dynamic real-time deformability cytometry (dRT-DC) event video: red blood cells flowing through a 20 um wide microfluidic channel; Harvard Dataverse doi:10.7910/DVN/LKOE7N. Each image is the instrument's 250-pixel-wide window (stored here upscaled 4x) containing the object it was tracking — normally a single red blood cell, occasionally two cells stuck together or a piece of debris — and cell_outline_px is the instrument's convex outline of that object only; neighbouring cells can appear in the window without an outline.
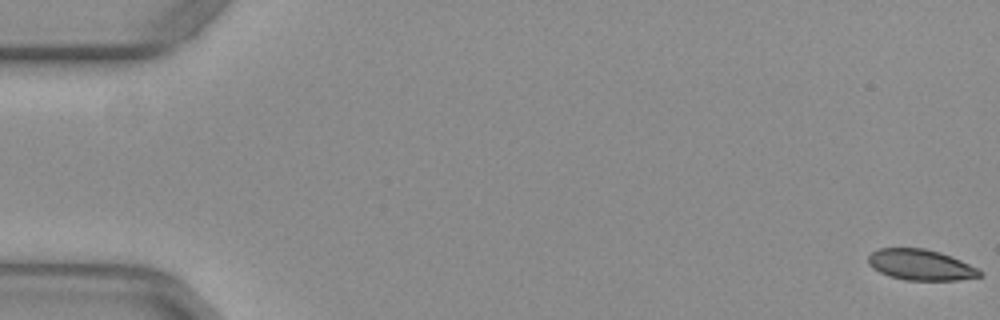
{"species": "common noctule bat (a hibernating species)", "species_latin": "Nyctalus noctula", "temperature_condition": "warm", "stored_images_in_passage": 53, "camera_frame_rate_fps": 3000, "um_per_image_px": 0.085, "animal": {"sex": "female", "body_mass_g": 29.2, "forearm_length_mm": 56.3}, "frame": {"image": 1, "passage_image": 1, "time_ms": 0.0, "image_size_px": [1000, 320], "cell_outline_px": [[984, 276], [956, 280], [904, 280], [888, 276], [872, 268], [868, 264], [868, 256], [872, 252], [880, 248], [924, 248], [940, 252], [952, 256], [984, 272]], "centroid_in_image_um": [78.25, 22.51], "position_along_channel_um": 6.7, "area_um2": 20.11}}
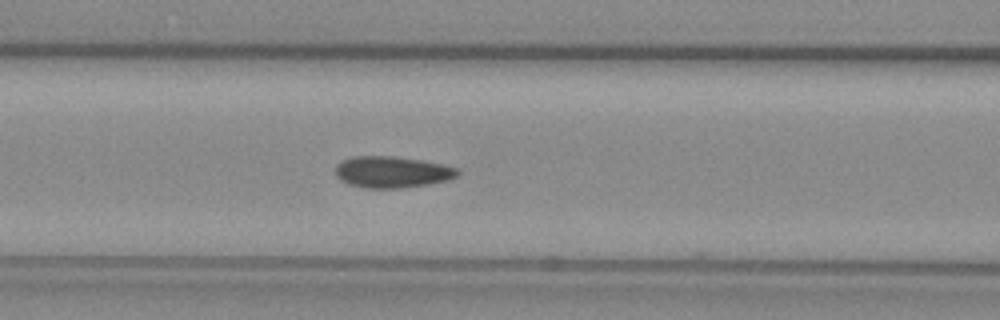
{"frame": {"image": 2, "passage_image": 23, "time_ms": 7.333, "image_size_px": [1000, 320], "cell_outline_px": [[460, 176], [448, 180], [428, 184], [400, 188], [364, 188], [348, 184], [340, 180], [336, 176], [336, 164], [352, 156], [392, 156], [420, 160], [444, 164], [460, 168]], "centroid_in_image_um": [33.36, 14.62], "position_along_channel_um": 133.2, "area_um2": 22.6}}
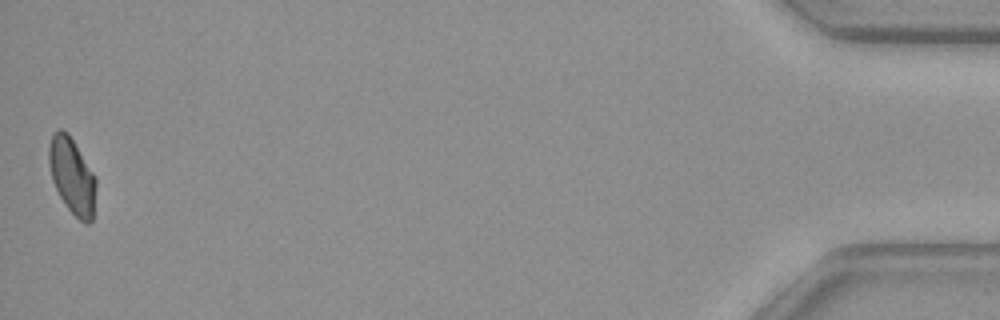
{"frame": {"image": 3, "passage_image": 53, "time_ms": 17.333, "image_size_px": [1000, 320], "cell_outline_px": [[96, 184], [92, 220], [88, 224], [84, 224], [68, 208], [60, 196], [52, 180], [48, 160], [48, 148], [52, 136], [60, 128], [68, 132], [96, 176]], "centroid_in_image_um": [6.13, 14.94], "position_along_channel_um": 429.1, "area_um2": 20.75}, "authors_computed_cell_mechanics": {"area_um2": 21.6172, "velocity_mm_per_s": 3.9391, "shape_relaxation_time_tau1_ms": null, "shape_relaxation_time_tau2_ms": 1.3907, "deformation_change_tau1": null, "deformation_change_tau2": 0.0411}}